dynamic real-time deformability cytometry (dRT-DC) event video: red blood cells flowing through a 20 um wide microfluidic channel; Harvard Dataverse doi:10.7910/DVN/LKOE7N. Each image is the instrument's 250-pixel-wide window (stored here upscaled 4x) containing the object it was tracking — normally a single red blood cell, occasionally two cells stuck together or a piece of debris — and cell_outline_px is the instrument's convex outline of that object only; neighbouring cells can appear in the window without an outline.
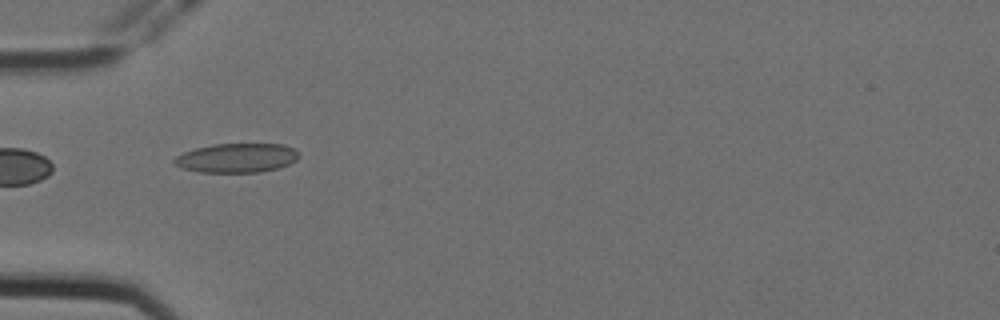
{"species": "Egyptian fruit bat (a non-hibernating species)", "species_latin": "Rousettus aegyptiacus", "temperature_condition": "cold", "stored_images_in_passage": 4, "camera_frame_rate_fps": 3000, "um_per_image_px": 0.085, "animal": {"sex": "female"}, "frame": {"image": 1, "passage_image": 2, "time_ms": 0.333, "image_size_px": [1000, 320], "cell_outline_px": [[300, 156], [296, 160], [288, 164], [276, 168], [260, 172], [196, 172], [180, 168], [172, 160], [176, 156], [184, 152], [196, 148], [212, 144], [284, 144], [292, 148]], "centroid_in_image_um": [20.08, 13.42], "position_along_channel_um": 64.9, "area_um2": 21.15}}
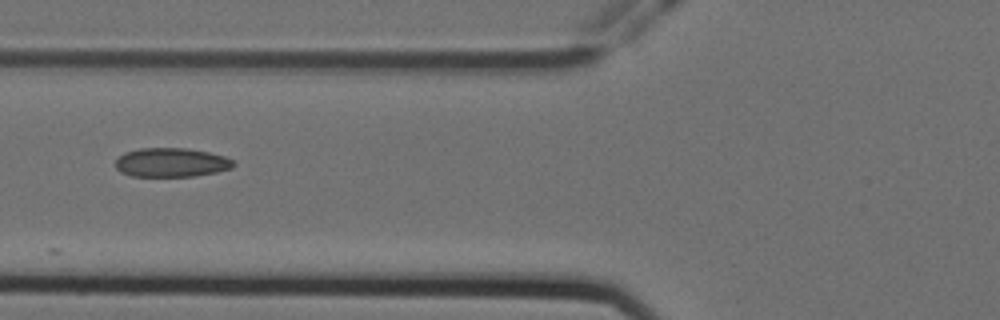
{"frame": {"image": 2, "passage_image": 3, "time_ms": 0.667, "image_size_px": [1000, 320], "cell_outline_px": [[236, 164], [232, 168], [216, 172], [196, 176], [132, 176], [120, 172], [116, 168], [116, 160], [124, 152], [140, 148], [188, 148], [208, 152], [224, 156], [232, 160]], "centroid_in_image_um": [14.56, 13.81], "position_along_channel_um": 111.2, "area_um2": 20.0}}
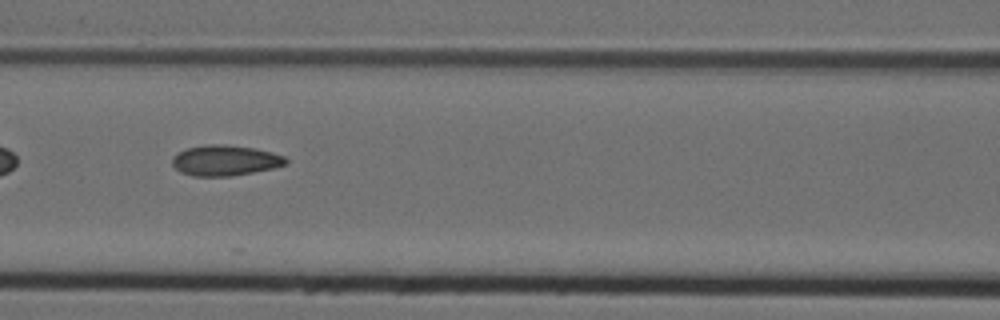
{"frame": {"image": 3, "passage_image": 4, "time_ms": 1.0, "image_size_px": [1000, 320], "cell_outline_px": [[288, 164], [276, 168], [228, 176], [192, 176], [180, 172], [172, 164], [172, 156], [176, 152], [184, 148], [204, 144], [224, 144], [256, 148], [272, 152], [284, 156], [288, 160]], "centroid_in_image_um": [19.12, 13.62], "position_along_channel_um": 147.5, "area_um2": 20.58}}